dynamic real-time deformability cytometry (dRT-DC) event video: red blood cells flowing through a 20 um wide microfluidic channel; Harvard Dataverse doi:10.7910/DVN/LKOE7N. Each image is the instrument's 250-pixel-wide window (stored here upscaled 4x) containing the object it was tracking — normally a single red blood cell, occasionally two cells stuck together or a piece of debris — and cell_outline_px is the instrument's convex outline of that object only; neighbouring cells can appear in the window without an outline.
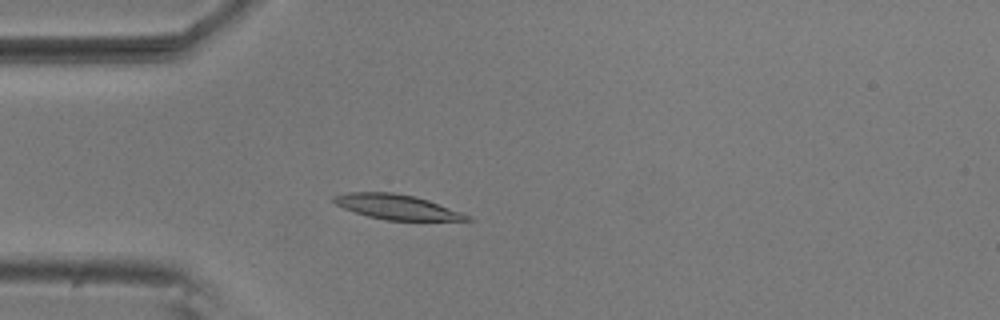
{"species": "common noctule bat (a hibernating species)", "species_latin": "Nyctalus noctula", "temperature_condition": "room temperature", "stored_images_in_passage": 53, "camera_frame_rate_fps": 3000, "um_per_image_px": 0.085, "animal": {"sex": "male", "body_mass_g": 20.5, "forearm_length_mm": 52.5}, "frame": {"image": 1, "passage_image": 13, "time_ms": 4.0, "image_size_px": [1000, 320], "cell_outline_px": [[476, 220], [384, 220], [368, 216], [344, 208], [336, 204], [332, 200], [332, 196], [348, 192], [392, 192], [412, 196], [428, 200], [472, 216]], "centroid_in_image_um": [33.73, 17.59], "position_along_channel_um": 51.3, "area_um2": 19.13}}
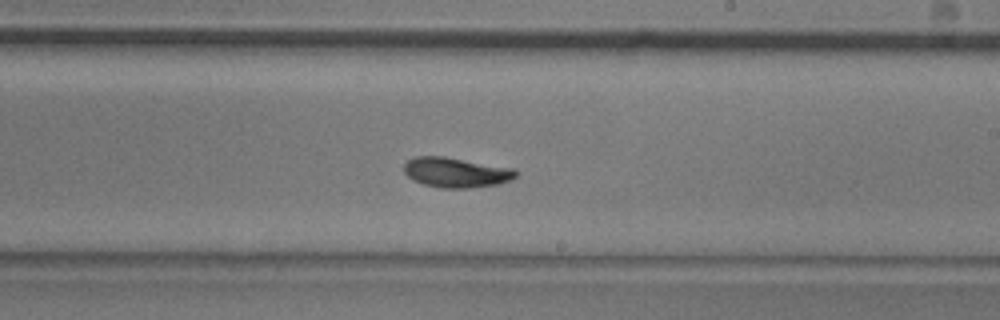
{"frame": {"image": 2, "passage_image": 30, "time_ms": 9.667, "image_size_px": [1000, 320], "cell_outline_px": [[520, 172], [512, 180], [496, 184], [472, 188], [440, 188], [424, 184], [408, 176], [404, 172], [404, 164], [408, 160], [416, 156], [444, 156], [516, 168]], "centroid_in_image_um": [38.83, 14.65], "position_along_channel_um": 250.2, "area_um2": 19.71}}
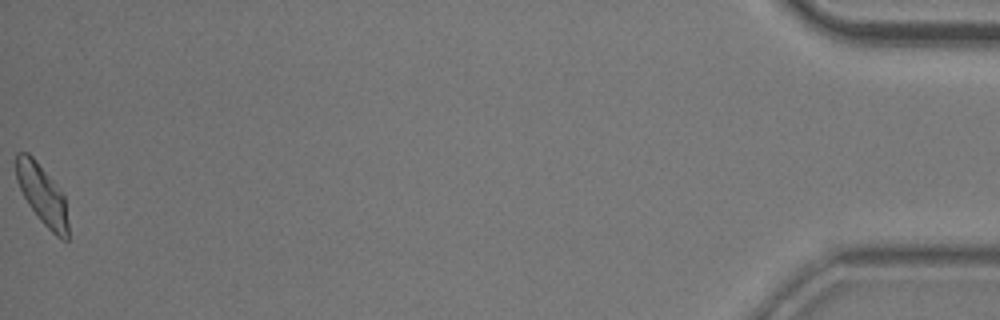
{"frame": {"image": 3, "passage_image": 53, "time_ms": 17.333, "image_size_px": [1000, 320], "cell_outline_px": [[68, 240], [64, 240], [56, 236], [40, 220], [28, 204], [16, 180], [16, 152], [28, 152], [32, 156], [56, 184], [64, 196], [68, 224]], "centroid_in_image_um": [3.58, 16.54], "position_along_channel_um": 431.6, "area_um2": 17.92}, "authors_computed_cell_mechanics": {"area_um2": 19.1318, "velocity_mm_per_s": 3.6702, "shape_relaxation_time_tau1_ms": 3.297, "shape_relaxation_time_tau2_ms": 6.1067, "deformation_change_tau1": 0.141, "deformation_change_tau2": 0.072}}